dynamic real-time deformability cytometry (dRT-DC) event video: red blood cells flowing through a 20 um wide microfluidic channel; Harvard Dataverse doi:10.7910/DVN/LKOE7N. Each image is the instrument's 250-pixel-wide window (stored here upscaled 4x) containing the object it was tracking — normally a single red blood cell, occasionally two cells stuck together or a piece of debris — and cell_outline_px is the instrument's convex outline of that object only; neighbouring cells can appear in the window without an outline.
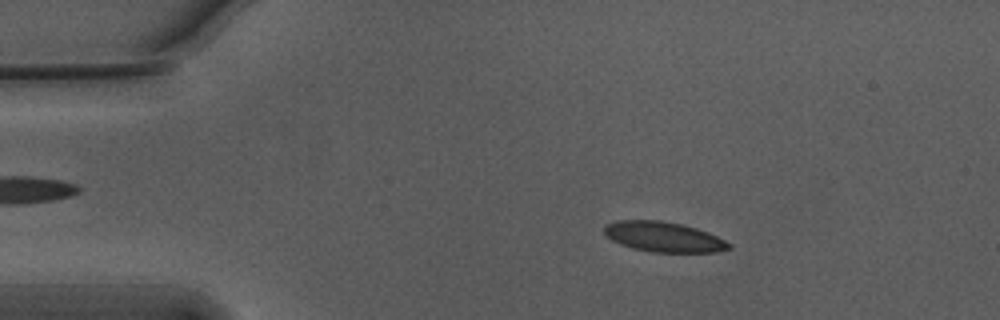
{"species": "Egyptian fruit bat (a non-hibernating species)", "species_latin": "Rousettus aegyptiacus", "temperature_condition": "warm", "stored_images_in_passage": 45, "camera_frame_rate_fps": 3000, "um_per_image_px": 0.085, "animal": {"sex": "male"}, "frame": {"image": 1, "passage_image": 9, "time_ms": 2.667, "image_size_px": [1000, 320], "cell_outline_px": [[732, 248], [716, 252], [652, 252], [632, 248], [620, 244], [612, 240], [604, 232], [604, 224], [616, 220], [656, 220], [680, 224], [696, 228], [708, 232], [732, 244]], "centroid_in_image_um": [56.4, 20.13], "position_along_channel_um": 28.6, "area_um2": 21.85}}
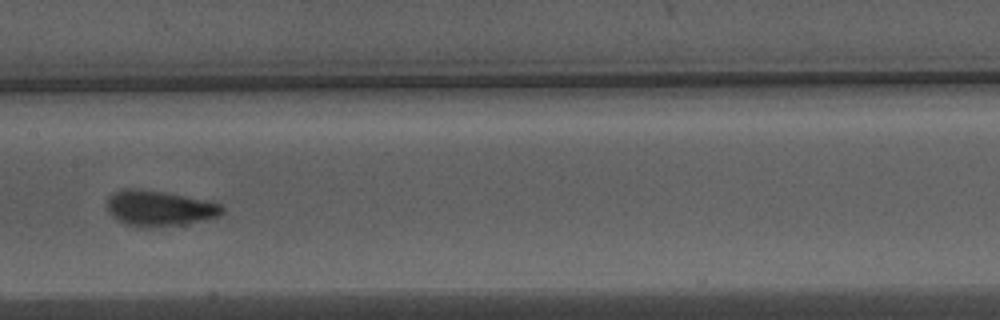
{"frame": {"image": 2, "passage_image": 27, "time_ms": 8.667, "image_size_px": [1000, 320], "cell_outline_px": [[224, 212], [216, 216], [184, 224], [152, 228], [140, 228], [124, 224], [116, 220], [108, 212], [108, 196], [112, 192], [124, 188], [136, 188], [164, 192], [184, 196], [220, 204], [224, 208]], "centroid_in_image_um": [13.45, 17.71], "position_along_channel_um": 194.0, "area_um2": 23.87}}
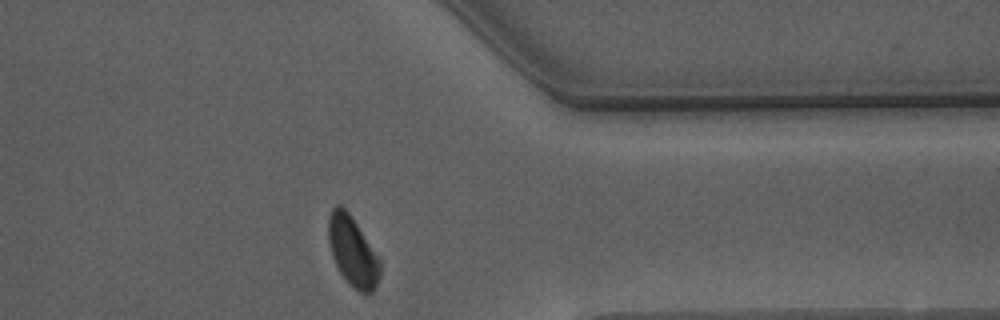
{"frame": {"image": 3, "passage_image": 43, "time_ms": 14.0, "image_size_px": [1000, 320], "cell_outline_px": [[380, 276], [376, 288], [372, 292], [364, 296], [340, 272], [332, 256], [328, 240], [328, 220], [332, 208], [336, 204], [340, 204], [352, 216], [380, 260]], "centroid_in_image_um": [29.98, 21.36], "position_along_channel_um": 381.4, "area_um2": 20.81}, "authors_computed_cell_mechanics": {"area_um2": 22.4264, "velocity_mm_per_s": 3.7271, "shape_relaxation_time_tau1_ms": 4.2513, "shape_relaxation_time_tau2_ms": 0.8583, "deformation_change_tau1": 0.1467, "deformation_change_tau2": 0.0478}}